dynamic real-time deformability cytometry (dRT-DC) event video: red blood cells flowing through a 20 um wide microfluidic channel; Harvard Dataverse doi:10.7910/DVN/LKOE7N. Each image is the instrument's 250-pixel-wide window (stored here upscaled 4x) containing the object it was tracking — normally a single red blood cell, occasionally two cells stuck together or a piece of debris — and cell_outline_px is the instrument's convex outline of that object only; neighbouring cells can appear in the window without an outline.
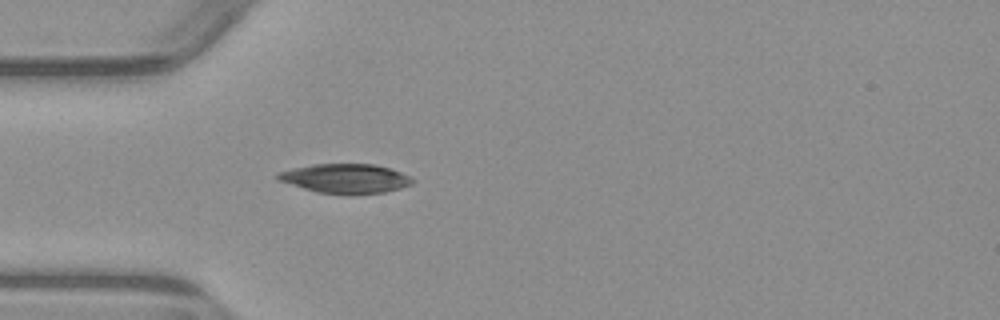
{"species": "common noctule bat (a hibernating species)", "species_latin": "Nyctalus noctula", "temperature_condition": "warm", "stored_images_in_passage": 3, "camera_frame_rate_fps": 3000, "um_per_image_px": 0.085, "animal": {"sex": "male", "body_mass_g": 23.1, "forearm_length_mm": 52.7}, "frame": {"image": 1, "passage_image": 3, "time_ms": 3.333, "image_size_px": [1000, 320], "cell_outline_px": [[416, 180], [412, 184], [400, 188], [384, 192], [316, 192], [276, 180], [276, 172], [292, 168], [312, 164], [376, 164], [400, 172]], "centroid_in_image_um": [29.31, 15.14], "position_along_channel_um": 55.7, "area_um2": 22.48}}